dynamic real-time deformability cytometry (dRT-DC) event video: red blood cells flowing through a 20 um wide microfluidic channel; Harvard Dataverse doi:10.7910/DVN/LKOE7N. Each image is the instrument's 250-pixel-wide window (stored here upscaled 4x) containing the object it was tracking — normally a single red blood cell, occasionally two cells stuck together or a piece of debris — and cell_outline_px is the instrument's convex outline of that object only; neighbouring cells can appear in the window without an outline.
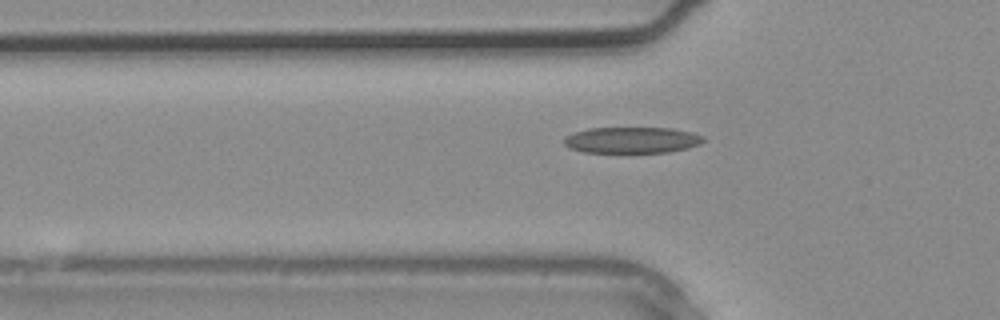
{"species": "common noctule bat (a hibernating species)", "species_latin": "Nyctalus noctula", "temperature_condition": "warm", "stored_images_in_passage": 2, "camera_frame_rate_fps": 3000, "um_per_image_px": 0.085, "animal": {"sex": "male", "body_mass_g": 20.4}, "frame": {"image": 1, "passage_image": 2, "time_ms": 0.333, "image_size_px": [1000, 320], "cell_outline_px": [[704, 140], [700, 144], [688, 148], [668, 152], [584, 152], [568, 148], [564, 144], [564, 136], [572, 132], [588, 128], [672, 128], [692, 132], [704, 136]], "centroid_in_image_um": [53.69, 11.9], "position_along_channel_um": 72.1, "area_um2": 21.39}}